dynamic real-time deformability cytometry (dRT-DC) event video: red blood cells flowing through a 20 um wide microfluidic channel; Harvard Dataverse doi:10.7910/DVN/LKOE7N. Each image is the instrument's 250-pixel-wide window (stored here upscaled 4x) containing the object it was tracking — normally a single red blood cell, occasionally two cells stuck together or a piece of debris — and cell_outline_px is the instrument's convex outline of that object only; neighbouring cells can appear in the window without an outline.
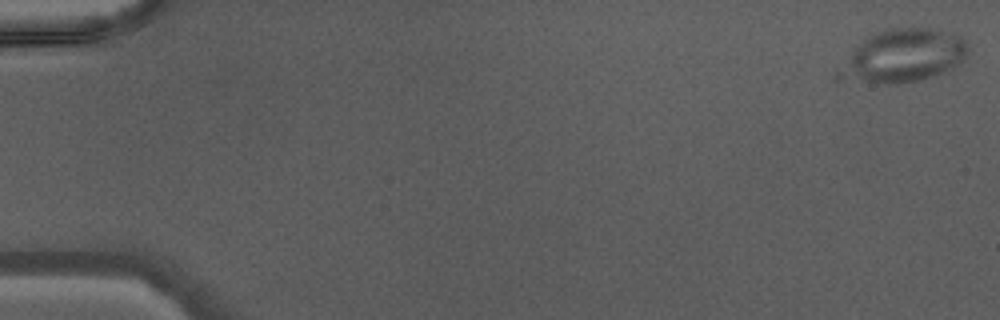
{"species": "Egyptian fruit bat (a non-hibernating species)", "species_latin": "Rousettus aegyptiacus", "temperature_condition": "warm", "stored_images_in_passage": 46, "camera_frame_rate_fps": 3000, "um_per_image_px": 0.085, "animal": {"sex": "male"}, "frame": {"image": 1, "passage_image": 1, "time_ms": 0.0, "image_size_px": [1000, 320], "cell_outline_px": [[968, 52], [964, 60], [960, 64], [952, 68], [920, 80], [896, 84], [888, 84], [864, 80], [860, 76], [852, 60], [852, 48], [856, 44], [872, 32], [888, 28], [928, 28], [960, 36], [968, 44]], "centroid_in_image_um": [77.11, 4.64], "position_along_channel_um": 7.9, "area_um2": 36.82}}
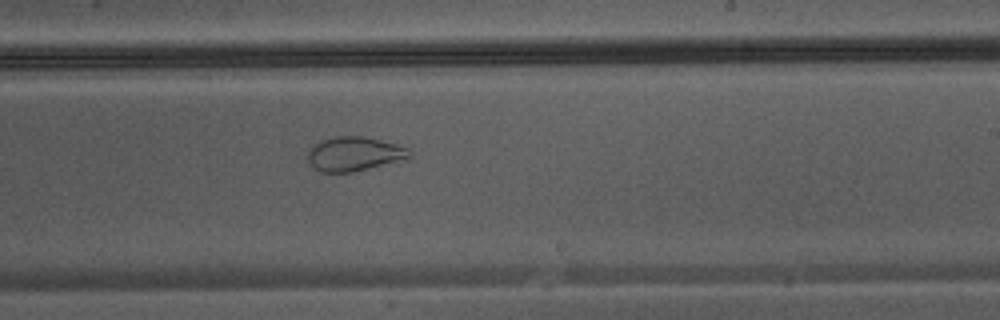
{"frame": {"image": 2, "passage_image": 29, "time_ms": 9.333, "image_size_px": [1000, 320], "cell_outline_px": [[412, 156], [352, 172], [320, 172], [312, 168], [308, 164], [308, 152], [320, 140], [336, 136], [364, 136], [396, 144], [408, 148], [412, 152]], "centroid_in_image_um": [30.05, 13.07], "position_along_channel_um": 258.9, "area_um2": 20.0}}
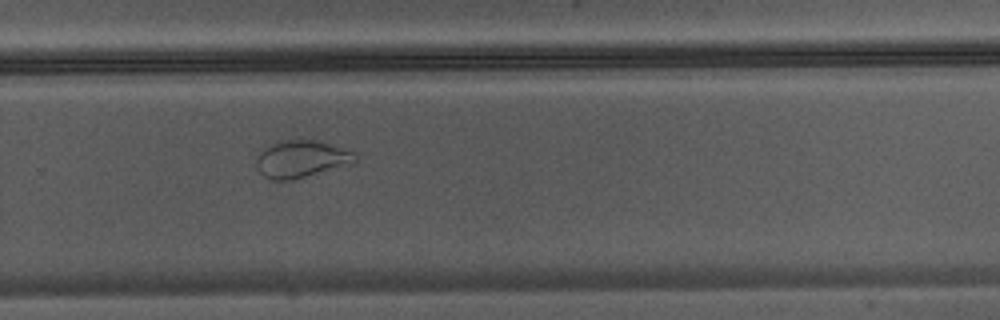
{"frame": {"image": 3, "passage_image": 32, "time_ms": 10.333, "image_size_px": [1000, 320], "cell_outline_px": [[356, 160], [292, 180], [272, 180], [264, 176], [260, 172], [256, 164], [256, 156], [264, 148], [280, 140], [316, 140], [356, 152]], "centroid_in_image_um": [25.53, 13.49], "position_along_channel_um": 304.3, "area_um2": 20.75}}